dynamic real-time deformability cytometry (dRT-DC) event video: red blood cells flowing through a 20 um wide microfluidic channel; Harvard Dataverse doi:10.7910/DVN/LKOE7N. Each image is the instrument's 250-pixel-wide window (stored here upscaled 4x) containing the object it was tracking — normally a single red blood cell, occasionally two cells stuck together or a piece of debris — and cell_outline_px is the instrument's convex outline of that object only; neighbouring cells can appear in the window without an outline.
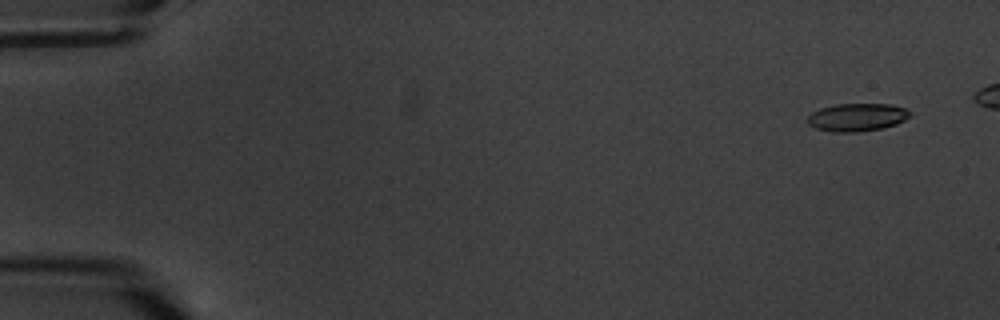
{"species": "common noctule bat (a hibernating species)", "species_latin": "Nyctalus noctula", "temperature_condition": "warm", "stored_images_in_passage": 10, "camera_frame_rate_fps": 3000, "um_per_image_px": 0.085, "animal": {"sex": "male", "body_mass_g": 20.1, "forearm_length_mm": 53.5}, "frame": {"image": 1, "passage_image": 1, "time_ms": 0.0, "image_size_px": [1000, 320], "cell_outline_px": [[912, 116], [896, 124], [880, 128], [860, 132], [832, 132], [816, 128], [808, 124], [808, 116], [812, 112], [820, 108], [836, 104], [888, 104], [904, 108], [912, 112]], "centroid_in_image_um": [72.85, 9.97], "position_along_channel_um": 12.1, "area_um2": 16.65}}